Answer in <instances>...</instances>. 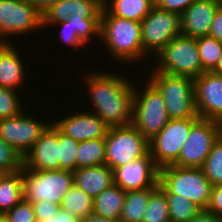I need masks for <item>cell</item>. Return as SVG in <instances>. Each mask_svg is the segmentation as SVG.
I'll return each instance as SVG.
<instances>
[{"instance_id":"cell-1","label":"cell","mask_w":222,"mask_h":222,"mask_svg":"<svg viewBox=\"0 0 222 222\" xmlns=\"http://www.w3.org/2000/svg\"><path fill=\"white\" fill-rule=\"evenodd\" d=\"M83 81L88 86L95 115L109 127L132 124L135 86L130 80L112 73L92 71Z\"/></svg>"},{"instance_id":"cell-2","label":"cell","mask_w":222,"mask_h":222,"mask_svg":"<svg viewBox=\"0 0 222 222\" xmlns=\"http://www.w3.org/2000/svg\"><path fill=\"white\" fill-rule=\"evenodd\" d=\"M99 38L101 41L103 39L116 61L134 63L145 56L141 42V22L113 16L104 7L100 16Z\"/></svg>"},{"instance_id":"cell-3","label":"cell","mask_w":222,"mask_h":222,"mask_svg":"<svg viewBox=\"0 0 222 222\" xmlns=\"http://www.w3.org/2000/svg\"><path fill=\"white\" fill-rule=\"evenodd\" d=\"M159 187L165 194H177L206 209L212 185L202 168H182L169 165L159 169Z\"/></svg>"},{"instance_id":"cell-4","label":"cell","mask_w":222,"mask_h":222,"mask_svg":"<svg viewBox=\"0 0 222 222\" xmlns=\"http://www.w3.org/2000/svg\"><path fill=\"white\" fill-rule=\"evenodd\" d=\"M153 71L148 80L162 94L169 118H200L195 106L194 79Z\"/></svg>"},{"instance_id":"cell-5","label":"cell","mask_w":222,"mask_h":222,"mask_svg":"<svg viewBox=\"0 0 222 222\" xmlns=\"http://www.w3.org/2000/svg\"><path fill=\"white\" fill-rule=\"evenodd\" d=\"M24 199L30 203L48 201L61 206L74 186V175L66 170H29L22 167Z\"/></svg>"},{"instance_id":"cell-6","label":"cell","mask_w":222,"mask_h":222,"mask_svg":"<svg viewBox=\"0 0 222 222\" xmlns=\"http://www.w3.org/2000/svg\"><path fill=\"white\" fill-rule=\"evenodd\" d=\"M157 68L170 75L197 78L203 70L196 38L185 35L174 37L156 56Z\"/></svg>"},{"instance_id":"cell-7","label":"cell","mask_w":222,"mask_h":222,"mask_svg":"<svg viewBox=\"0 0 222 222\" xmlns=\"http://www.w3.org/2000/svg\"><path fill=\"white\" fill-rule=\"evenodd\" d=\"M143 92L134 91L132 125L149 141L170 120L165 101L158 89L147 80Z\"/></svg>"},{"instance_id":"cell-8","label":"cell","mask_w":222,"mask_h":222,"mask_svg":"<svg viewBox=\"0 0 222 222\" xmlns=\"http://www.w3.org/2000/svg\"><path fill=\"white\" fill-rule=\"evenodd\" d=\"M105 143V164L111 170L149 153V141L132 124L109 127Z\"/></svg>"},{"instance_id":"cell-9","label":"cell","mask_w":222,"mask_h":222,"mask_svg":"<svg viewBox=\"0 0 222 222\" xmlns=\"http://www.w3.org/2000/svg\"><path fill=\"white\" fill-rule=\"evenodd\" d=\"M221 134V122L200 118L191 127L188 138L173 165L182 168H202L213 144Z\"/></svg>"},{"instance_id":"cell-10","label":"cell","mask_w":222,"mask_h":222,"mask_svg":"<svg viewBox=\"0 0 222 222\" xmlns=\"http://www.w3.org/2000/svg\"><path fill=\"white\" fill-rule=\"evenodd\" d=\"M199 119H170L163 129L149 140V153L159 169L177 161L191 127Z\"/></svg>"},{"instance_id":"cell-11","label":"cell","mask_w":222,"mask_h":222,"mask_svg":"<svg viewBox=\"0 0 222 222\" xmlns=\"http://www.w3.org/2000/svg\"><path fill=\"white\" fill-rule=\"evenodd\" d=\"M181 34L180 15L154 6L141 21L144 53L156 56L174 37Z\"/></svg>"},{"instance_id":"cell-12","label":"cell","mask_w":222,"mask_h":222,"mask_svg":"<svg viewBox=\"0 0 222 222\" xmlns=\"http://www.w3.org/2000/svg\"><path fill=\"white\" fill-rule=\"evenodd\" d=\"M41 27L42 14L27 0H0L1 43H6V41L9 43L8 39H5L6 35L18 34L19 36L27 32L31 33L32 30H39Z\"/></svg>"},{"instance_id":"cell-13","label":"cell","mask_w":222,"mask_h":222,"mask_svg":"<svg viewBox=\"0 0 222 222\" xmlns=\"http://www.w3.org/2000/svg\"><path fill=\"white\" fill-rule=\"evenodd\" d=\"M27 114L0 119V137L22 158L31 150L40 135L50 125Z\"/></svg>"},{"instance_id":"cell-14","label":"cell","mask_w":222,"mask_h":222,"mask_svg":"<svg viewBox=\"0 0 222 222\" xmlns=\"http://www.w3.org/2000/svg\"><path fill=\"white\" fill-rule=\"evenodd\" d=\"M113 183L125 192L159 187V168L150 153L113 169Z\"/></svg>"},{"instance_id":"cell-15","label":"cell","mask_w":222,"mask_h":222,"mask_svg":"<svg viewBox=\"0 0 222 222\" xmlns=\"http://www.w3.org/2000/svg\"><path fill=\"white\" fill-rule=\"evenodd\" d=\"M194 91L198 116L222 123V75L202 73L194 79Z\"/></svg>"},{"instance_id":"cell-16","label":"cell","mask_w":222,"mask_h":222,"mask_svg":"<svg viewBox=\"0 0 222 222\" xmlns=\"http://www.w3.org/2000/svg\"><path fill=\"white\" fill-rule=\"evenodd\" d=\"M24 169L60 170L59 130L52 123L23 158Z\"/></svg>"},{"instance_id":"cell-17","label":"cell","mask_w":222,"mask_h":222,"mask_svg":"<svg viewBox=\"0 0 222 222\" xmlns=\"http://www.w3.org/2000/svg\"><path fill=\"white\" fill-rule=\"evenodd\" d=\"M64 135L74 139L76 142L105 138L109 126L94 113H73L60 121L53 123Z\"/></svg>"},{"instance_id":"cell-18","label":"cell","mask_w":222,"mask_h":222,"mask_svg":"<svg viewBox=\"0 0 222 222\" xmlns=\"http://www.w3.org/2000/svg\"><path fill=\"white\" fill-rule=\"evenodd\" d=\"M103 0H58L42 13V27L67 19L100 18Z\"/></svg>"},{"instance_id":"cell-19","label":"cell","mask_w":222,"mask_h":222,"mask_svg":"<svg viewBox=\"0 0 222 222\" xmlns=\"http://www.w3.org/2000/svg\"><path fill=\"white\" fill-rule=\"evenodd\" d=\"M219 8L218 0H195L180 16L181 34L192 38L209 35Z\"/></svg>"},{"instance_id":"cell-20","label":"cell","mask_w":222,"mask_h":222,"mask_svg":"<svg viewBox=\"0 0 222 222\" xmlns=\"http://www.w3.org/2000/svg\"><path fill=\"white\" fill-rule=\"evenodd\" d=\"M74 185L92 199L113 185V170L106 164L78 168L73 172Z\"/></svg>"},{"instance_id":"cell-21","label":"cell","mask_w":222,"mask_h":222,"mask_svg":"<svg viewBox=\"0 0 222 222\" xmlns=\"http://www.w3.org/2000/svg\"><path fill=\"white\" fill-rule=\"evenodd\" d=\"M19 55L11 43L0 42V87L18 90L24 83L25 69Z\"/></svg>"},{"instance_id":"cell-22","label":"cell","mask_w":222,"mask_h":222,"mask_svg":"<svg viewBox=\"0 0 222 222\" xmlns=\"http://www.w3.org/2000/svg\"><path fill=\"white\" fill-rule=\"evenodd\" d=\"M125 198L126 192L113 184L93 199V213L119 221Z\"/></svg>"},{"instance_id":"cell-23","label":"cell","mask_w":222,"mask_h":222,"mask_svg":"<svg viewBox=\"0 0 222 222\" xmlns=\"http://www.w3.org/2000/svg\"><path fill=\"white\" fill-rule=\"evenodd\" d=\"M103 1H104L103 7L111 15L128 20H133L136 22H141L154 7V0H103Z\"/></svg>"},{"instance_id":"cell-24","label":"cell","mask_w":222,"mask_h":222,"mask_svg":"<svg viewBox=\"0 0 222 222\" xmlns=\"http://www.w3.org/2000/svg\"><path fill=\"white\" fill-rule=\"evenodd\" d=\"M24 199L23 173H8L0 181V214H5Z\"/></svg>"},{"instance_id":"cell-25","label":"cell","mask_w":222,"mask_h":222,"mask_svg":"<svg viewBox=\"0 0 222 222\" xmlns=\"http://www.w3.org/2000/svg\"><path fill=\"white\" fill-rule=\"evenodd\" d=\"M157 188L127 191L124 205L120 214V222H142L150 195Z\"/></svg>"},{"instance_id":"cell-26","label":"cell","mask_w":222,"mask_h":222,"mask_svg":"<svg viewBox=\"0 0 222 222\" xmlns=\"http://www.w3.org/2000/svg\"><path fill=\"white\" fill-rule=\"evenodd\" d=\"M105 149V138H98L80 142L76 154L77 169L95 165H105Z\"/></svg>"},{"instance_id":"cell-27","label":"cell","mask_w":222,"mask_h":222,"mask_svg":"<svg viewBox=\"0 0 222 222\" xmlns=\"http://www.w3.org/2000/svg\"><path fill=\"white\" fill-rule=\"evenodd\" d=\"M61 208L81 220L93 213V199L75 185L64 195Z\"/></svg>"},{"instance_id":"cell-28","label":"cell","mask_w":222,"mask_h":222,"mask_svg":"<svg viewBox=\"0 0 222 222\" xmlns=\"http://www.w3.org/2000/svg\"><path fill=\"white\" fill-rule=\"evenodd\" d=\"M170 222H190L202 209L177 194H166Z\"/></svg>"},{"instance_id":"cell-29","label":"cell","mask_w":222,"mask_h":222,"mask_svg":"<svg viewBox=\"0 0 222 222\" xmlns=\"http://www.w3.org/2000/svg\"><path fill=\"white\" fill-rule=\"evenodd\" d=\"M198 54L205 72H211L222 55V42L209 35L196 38Z\"/></svg>"},{"instance_id":"cell-30","label":"cell","mask_w":222,"mask_h":222,"mask_svg":"<svg viewBox=\"0 0 222 222\" xmlns=\"http://www.w3.org/2000/svg\"><path fill=\"white\" fill-rule=\"evenodd\" d=\"M142 222H170L168 201L160 187L150 195Z\"/></svg>"},{"instance_id":"cell-31","label":"cell","mask_w":222,"mask_h":222,"mask_svg":"<svg viewBox=\"0 0 222 222\" xmlns=\"http://www.w3.org/2000/svg\"><path fill=\"white\" fill-rule=\"evenodd\" d=\"M202 170L212 186L222 184V134L213 144Z\"/></svg>"},{"instance_id":"cell-32","label":"cell","mask_w":222,"mask_h":222,"mask_svg":"<svg viewBox=\"0 0 222 222\" xmlns=\"http://www.w3.org/2000/svg\"><path fill=\"white\" fill-rule=\"evenodd\" d=\"M79 142L59 131L60 170L74 172L77 169L76 154Z\"/></svg>"},{"instance_id":"cell-33","label":"cell","mask_w":222,"mask_h":222,"mask_svg":"<svg viewBox=\"0 0 222 222\" xmlns=\"http://www.w3.org/2000/svg\"><path fill=\"white\" fill-rule=\"evenodd\" d=\"M18 92L0 87V119L17 116L24 112Z\"/></svg>"},{"instance_id":"cell-34","label":"cell","mask_w":222,"mask_h":222,"mask_svg":"<svg viewBox=\"0 0 222 222\" xmlns=\"http://www.w3.org/2000/svg\"><path fill=\"white\" fill-rule=\"evenodd\" d=\"M23 158L0 137V171L13 173L21 170Z\"/></svg>"},{"instance_id":"cell-35","label":"cell","mask_w":222,"mask_h":222,"mask_svg":"<svg viewBox=\"0 0 222 222\" xmlns=\"http://www.w3.org/2000/svg\"><path fill=\"white\" fill-rule=\"evenodd\" d=\"M73 31L86 44L93 37H100V18L68 19Z\"/></svg>"},{"instance_id":"cell-36","label":"cell","mask_w":222,"mask_h":222,"mask_svg":"<svg viewBox=\"0 0 222 222\" xmlns=\"http://www.w3.org/2000/svg\"><path fill=\"white\" fill-rule=\"evenodd\" d=\"M10 222H37L32 203L23 199L5 213Z\"/></svg>"},{"instance_id":"cell-37","label":"cell","mask_w":222,"mask_h":222,"mask_svg":"<svg viewBox=\"0 0 222 222\" xmlns=\"http://www.w3.org/2000/svg\"><path fill=\"white\" fill-rule=\"evenodd\" d=\"M195 0H154V6L182 15Z\"/></svg>"},{"instance_id":"cell-38","label":"cell","mask_w":222,"mask_h":222,"mask_svg":"<svg viewBox=\"0 0 222 222\" xmlns=\"http://www.w3.org/2000/svg\"><path fill=\"white\" fill-rule=\"evenodd\" d=\"M57 25H60V37L63 40V42L68 45H71L76 47L77 49L80 46H83L85 43L78 37L76 31H73L69 24V20H65L60 23H56Z\"/></svg>"},{"instance_id":"cell-39","label":"cell","mask_w":222,"mask_h":222,"mask_svg":"<svg viewBox=\"0 0 222 222\" xmlns=\"http://www.w3.org/2000/svg\"><path fill=\"white\" fill-rule=\"evenodd\" d=\"M37 222L54 216L58 213L60 206L48 201H39L32 203Z\"/></svg>"},{"instance_id":"cell-40","label":"cell","mask_w":222,"mask_h":222,"mask_svg":"<svg viewBox=\"0 0 222 222\" xmlns=\"http://www.w3.org/2000/svg\"><path fill=\"white\" fill-rule=\"evenodd\" d=\"M206 210L214 215L222 212V184L212 186L210 200Z\"/></svg>"},{"instance_id":"cell-41","label":"cell","mask_w":222,"mask_h":222,"mask_svg":"<svg viewBox=\"0 0 222 222\" xmlns=\"http://www.w3.org/2000/svg\"><path fill=\"white\" fill-rule=\"evenodd\" d=\"M209 36L222 42V8H219L213 17Z\"/></svg>"},{"instance_id":"cell-42","label":"cell","mask_w":222,"mask_h":222,"mask_svg":"<svg viewBox=\"0 0 222 222\" xmlns=\"http://www.w3.org/2000/svg\"><path fill=\"white\" fill-rule=\"evenodd\" d=\"M80 220L76 218L69 211L64 210L60 207L58 213L54 216H49L47 219H44L39 222H79Z\"/></svg>"},{"instance_id":"cell-43","label":"cell","mask_w":222,"mask_h":222,"mask_svg":"<svg viewBox=\"0 0 222 222\" xmlns=\"http://www.w3.org/2000/svg\"><path fill=\"white\" fill-rule=\"evenodd\" d=\"M190 222H218L217 216L202 209Z\"/></svg>"},{"instance_id":"cell-44","label":"cell","mask_w":222,"mask_h":222,"mask_svg":"<svg viewBox=\"0 0 222 222\" xmlns=\"http://www.w3.org/2000/svg\"><path fill=\"white\" fill-rule=\"evenodd\" d=\"M27 1L42 14L58 0H27Z\"/></svg>"},{"instance_id":"cell-45","label":"cell","mask_w":222,"mask_h":222,"mask_svg":"<svg viewBox=\"0 0 222 222\" xmlns=\"http://www.w3.org/2000/svg\"><path fill=\"white\" fill-rule=\"evenodd\" d=\"M79 222H120V221H116L114 219H106L95 213H90L86 217L82 218Z\"/></svg>"},{"instance_id":"cell-46","label":"cell","mask_w":222,"mask_h":222,"mask_svg":"<svg viewBox=\"0 0 222 222\" xmlns=\"http://www.w3.org/2000/svg\"><path fill=\"white\" fill-rule=\"evenodd\" d=\"M211 72L218 74V75H222V55L218 59L216 67Z\"/></svg>"},{"instance_id":"cell-47","label":"cell","mask_w":222,"mask_h":222,"mask_svg":"<svg viewBox=\"0 0 222 222\" xmlns=\"http://www.w3.org/2000/svg\"><path fill=\"white\" fill-rule=\"evenodd\" d=\"M0 222H10L5 214H0Z\"/></svg>"},{"instance_id":"cell-48","label":"cell","mask_w":222,"mask_h":222,"mask_svg":"<svg viewBox=\"0 0 222 222\" xmlns=\"http://www.w3.org/2000/svg\"><path fill=\"white\" fill-rule=\"evenodd\" d=\"M217 219H218V222H222V212L217 214Z\"/></svg>"},{"instance_id":"cell-49","label":"cell","mask_w":222,"mask_h":222,"mask_svg":"<svg viewBox=\"0 0 222 222\" xmlns=\"http://www.w3.org/2000/svg\"><path fill=\"white\" fill-rule=\"evenodd\" d=\"M5 174H6L5 172L0 171V181H1V179L3 178V176H4Z\"/></svg>"},{"instance_id":"cell-50","label":"cell","mask_w":222,"mask_h":222,"mask_svg":"<svg viewBox=\"0 0 222 222\" xmlns=\"http://www.w3.org/2000/svg\"><path fill=\"white\" fill-rule=\"evenodd\" d=\"M218 4H219L220 8H222V0H218Z\"/></svg>"}]
</instances>
